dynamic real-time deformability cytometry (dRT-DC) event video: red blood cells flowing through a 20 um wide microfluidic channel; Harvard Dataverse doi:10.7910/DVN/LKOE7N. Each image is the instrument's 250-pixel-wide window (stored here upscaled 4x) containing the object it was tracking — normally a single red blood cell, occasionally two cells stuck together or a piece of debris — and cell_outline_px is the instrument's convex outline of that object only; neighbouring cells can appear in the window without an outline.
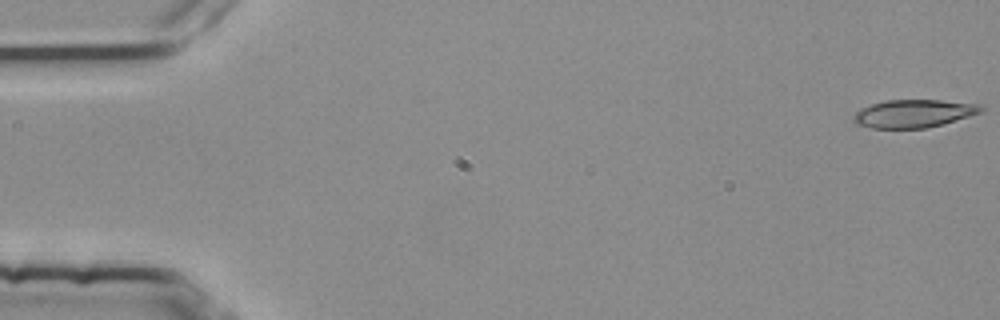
{"species": "common noctule bat (a hibernating species)", "species_latin": "Nyctalus noctula", "temperature_condition": "room temperature", "stored_images_in_passage": 4, "camera_frame_rate_fps": 3000, "um_per_image_px": 0.085, "animal": {"sex": "female", "body_mass_g": 25.1}, "frame": {"image": 1, "passage_image": 1, "time_ms": 0.0, "image_size_px": [1000, 320], "cell_outline_px": [[984, 108], [980, 112], [944, 124], [924, 128], [872, 128], [856, 124], [852, 120], [852, 116], [856, 112], [872, 104], [884, 100], [940, 100], [980, 104]], "centroid_in_image_um": [77.65, 9.65], "position_along_channel_um": 7.4, "area_um2": 20.63}}
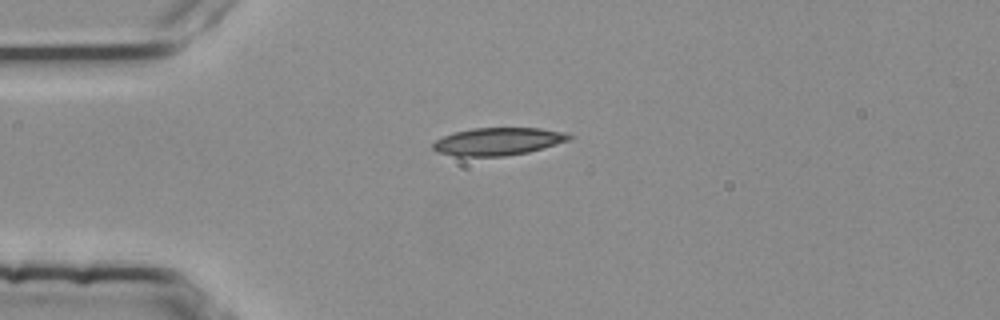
{"frame": {"image": 2, "passage_image": 4, "time_ms": 1.0, "image_size_px": [1000, 320], "cell_outline_px": [[572, 136], [568, 140], [528, 152], [504, 156], [456, 156], [440, 152], [432, 148], [432, 144], [436, 140], [444, 136], [456, 132], [472, 128], [540, 128], [568, 132]], "centroid_in_image_um": [42.34, 12.01], "position_along_channel_um": 42.7, "area_um2": 21.68}}